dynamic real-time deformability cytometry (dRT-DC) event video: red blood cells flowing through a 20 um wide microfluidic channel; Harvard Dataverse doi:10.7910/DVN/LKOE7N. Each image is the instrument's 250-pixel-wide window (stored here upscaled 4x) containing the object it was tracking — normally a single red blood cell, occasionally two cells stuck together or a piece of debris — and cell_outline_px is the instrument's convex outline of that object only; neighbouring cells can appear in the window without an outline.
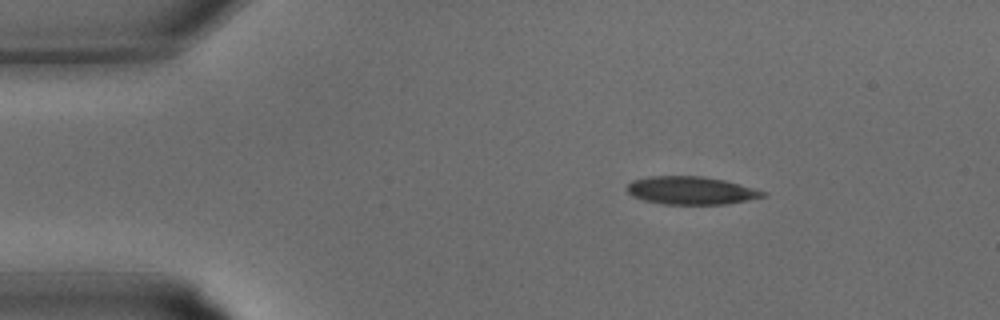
{"species": "common noctule bat (a hibernating species)", "species_latin": "Nyctalus noctula", "temperature_condition": "warm", "stored_images_in_passage": 28, "camera_frame_rate_fps": 3000, "um_per_image_px": 0.085, "animal": {"sex": "male", "body_mass_g": 15.6}, "frame": {"image": 1, "passage_image": 1, "time_ms": 0.0, "image_size_px": [1000, 320], "cell_outline_px": [[768, 196], [748, 200], [724, 204], [664, 204], [644, 200], [632, 196], [624, 188], [632, 180], [648, 176], [704, 176], [724, 180], [740, 184], [768, 192]], "centroid_in_image_um": [58.74, 16.18], "position_along_channel_um": 26.3, "area_um2": 22.31}}
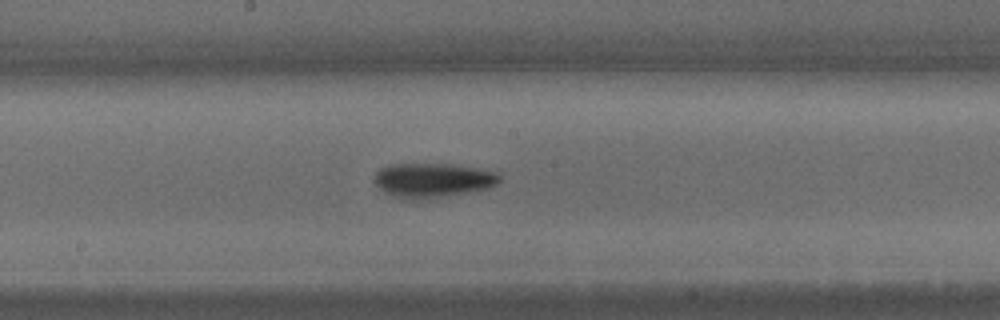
{"frame": {"image": 2, "passage_image": 13, "time_ms": 4.0, "image_size_px": [1000, 320], "cell_outline_px": [[500, 180], [496, 184], [488, 188], [468, 192], [444, 196], [400, 196], [384, 192], [376, 184], [376, 172], [380, 168], [388, 164], [452, 164], [476, 168], [496, 172], [500, 176]], "centroid_in_image_um": [36.83, 15.26], "position_along_channel_um": 211.4, "area_um2": 23.99}}
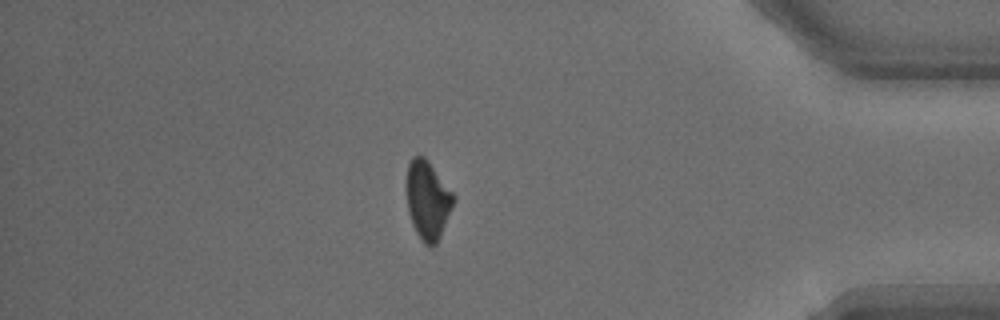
{"frame": {"image": 3, "passage_image": 24, "time_ms": 7.667, "image_size_px": [1000, 320], "cell_outline_px": [[456, 200], [440, 236], [436, 244], [424, 244], [420, 240], [412, 224], [408, 212], [404, 188], [404, 184], [408, 164], [412, 156], [424, 156], [428, 160], [456, 196]], "centroid_in_image_um": [36.32, 16.96], "position_along_channel_um": 398.9, "area_um2": 22.02}}